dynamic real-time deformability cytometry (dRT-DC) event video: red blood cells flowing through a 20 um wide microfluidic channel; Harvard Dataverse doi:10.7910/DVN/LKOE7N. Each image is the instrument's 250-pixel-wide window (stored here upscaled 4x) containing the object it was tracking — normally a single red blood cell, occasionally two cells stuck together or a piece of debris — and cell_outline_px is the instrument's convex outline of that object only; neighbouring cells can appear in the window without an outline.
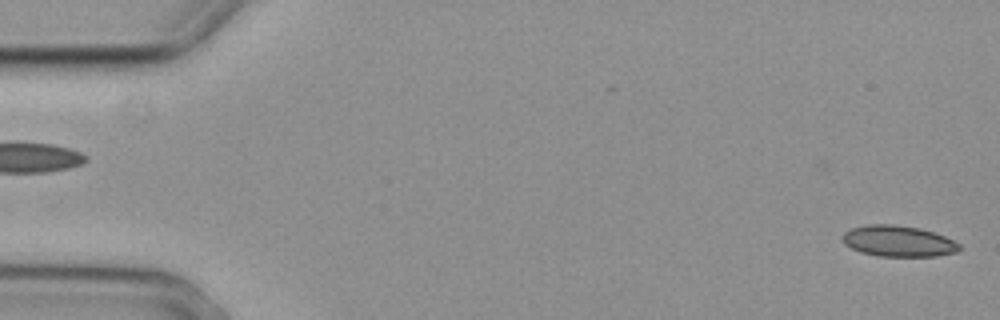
{"species": "common noctule bat (a hibernating species)", "species_latin": "Nyctalus noctula", "temperature_condition": "cold", "stored_images_in_passage": 5, "camera_frame_rate_fps": 3000, "um_per_image_px": 0.085, "animal": {"sex": "female", "body_mass_g": 29.2, "forearm_length_mm": 56.3}, "frame": {"image": 1, "passage_image": 1, "time_ms": 0.0, "image_size_px": [1000, 320], "cell_outline_px": [[960, 248], [956, 252], [936, 256], [880, 256], [860, 252], [844, 244], [840, 236], [848, 228], [868, 224], [892, 224], [920, 228], [944, 236], [960, 244]], "centroid_in_image_um": [76.29, 20.48], "position_along_channel_um": 8.7, "area_um2": 21.21}}